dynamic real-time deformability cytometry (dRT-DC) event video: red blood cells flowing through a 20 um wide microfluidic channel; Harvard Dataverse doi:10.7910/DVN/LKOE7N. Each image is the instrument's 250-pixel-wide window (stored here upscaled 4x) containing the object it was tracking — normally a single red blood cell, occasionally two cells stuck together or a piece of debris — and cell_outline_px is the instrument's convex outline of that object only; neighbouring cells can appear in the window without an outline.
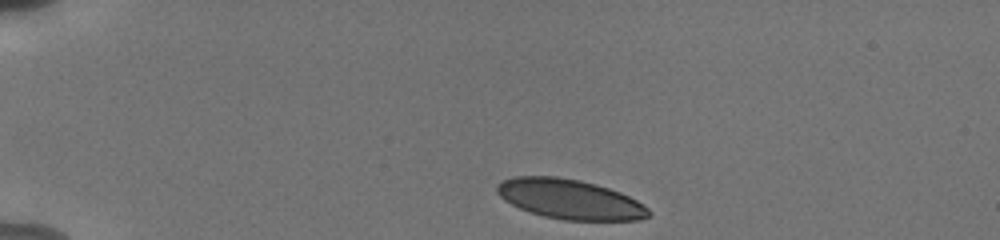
{"species": "human", "species_latin": "Homo sapiens", "temperature_condition": "cold", "stored_images_in_passage": 39, "camera_frame_rate_fps": 3000, "um_per_image_px": 0.085, "donor": {"sex": "male"}, "frame": {"image": 1, "passage_image": 1, "time_ms": 0.0, "image_size_px": [1000, 240], "cell_outline_px": [[652, 212], [648, 216], [640, 220], [564, 220], [544, 216], [520, 208], [504, 200], [496, 192], [496, 184], [500, 180], [512, 176], [556, 176], [580, 180], [596, 184], [620, 192], [636, 200], [648, 208]], "centroid_in_image_um": [48.41, 16.92], "position_along_channel_um": 36.6, "area_um2": 35.2}}
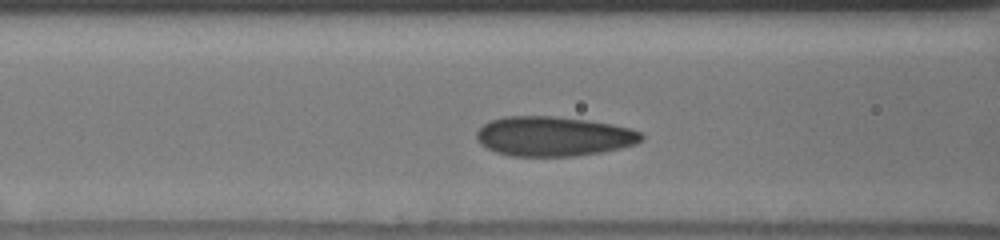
{"frame": {"image": 2, "passage_image": 13, "time_ms": 4.0, "image_size_px": [1000, 240], "cell_outline_px": [[644, 136], [636, 144], [604, 152], [572, 156], [508, 156], [496, 152], [480, 144], [476, 140], [476, 132], [488, 120], [504, 116], [552, 116], [588, 120], [612, 124], [632, 128], [640, 132]], "centroid_in_image_um": [47.03, 11.58], "position_along_channel_um": 119.6, "area_um2": 38.38}}
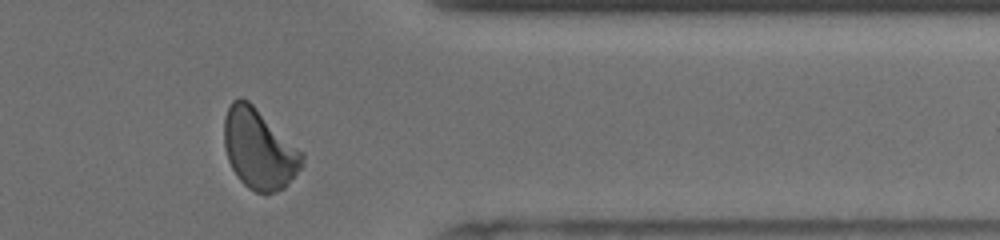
{"frame": {"image": 3, "passage_image": 35, "time_ms": 11.333, "image_size_px": [1000, 240], "cell_outline_px": [[304, 156], [300, 168], [284, 188], [276, 192], [264, 196], [248, 188], [236, 176], [228, 160], [224, 144], [224, 116], [232, 100], [240, 96], [248, 100], [304, 152]], "centroid_in_image_um": [22.01, 12.67], "position_along_channel_um": 389.4, "area_um2": 36.59}, "authors_computed_cell_mechanics": {"area_um2": 36.703, "velocity_mm_per_s": 3.7816, "shape_relaxation_time_tau1_ms": 4.4137, "shape_relaxation_time_tau2_ms": null, "deformation_change_tau1": 0.1189, "deformation_change_tau2": null}}